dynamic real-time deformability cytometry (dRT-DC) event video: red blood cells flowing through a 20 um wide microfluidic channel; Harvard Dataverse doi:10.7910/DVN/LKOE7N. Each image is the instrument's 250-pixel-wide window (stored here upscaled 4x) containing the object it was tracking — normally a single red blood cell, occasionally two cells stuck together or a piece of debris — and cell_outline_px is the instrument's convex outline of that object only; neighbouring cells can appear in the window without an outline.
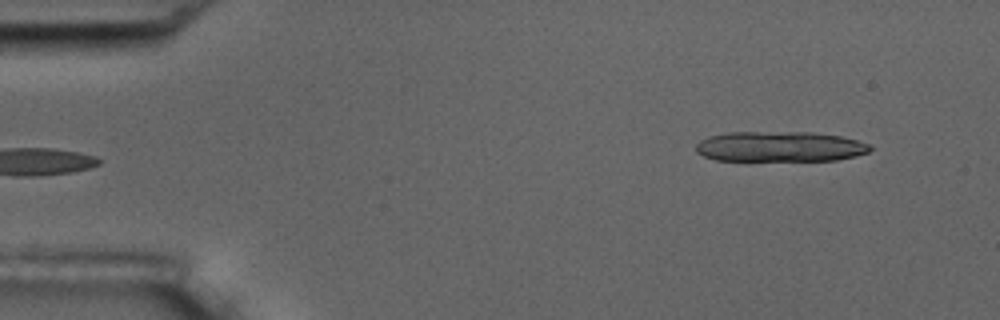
{"species": "common noctule bat (a hibernating species)", "species_latin": "Nyctalus noctula", "temperature_condition": "room temperature", "stored_images_in_passage": 5, "segment_of_instrument_passage": [2, 2], "camera_frame_rate_fps": 3000, "um_per_image_px": 0.085, "animal": {"sex": "male", "body_mass_g": 17.5, "forearm_length_mm": 52.3}, "frame": {"image": 1, "passage_image": 5, "time_ms": 5.333, "image_size_px": [1000, 320], "cell_outline_px": [[872, 148], [868, 152], [856, 156], [836, 160], [716, 160], [704, 156], [696, 152], [696, 144], [700, 140], [708, 136], [728, 132], [812, 132], [840, 136], [856, 140], [868, 144]], "centroid_in_image_um": [66.26, 12.45], "position_along_channel_um": 18.7, "area_um2": 30.69}}